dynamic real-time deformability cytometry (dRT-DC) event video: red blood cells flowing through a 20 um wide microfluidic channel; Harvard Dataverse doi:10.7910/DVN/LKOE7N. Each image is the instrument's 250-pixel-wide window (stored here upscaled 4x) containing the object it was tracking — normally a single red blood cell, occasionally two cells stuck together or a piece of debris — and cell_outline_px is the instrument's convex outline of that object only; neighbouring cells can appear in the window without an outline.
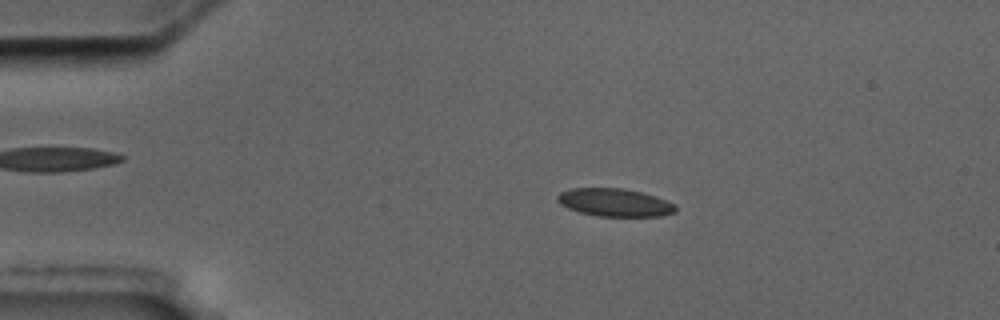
{"species": "common noctule bat (a hibernating species)", "species_latin": "Nyctalus noctula", "temperature_condition": "cold", "stored_images_in_passage": 6, "camera_frame_rate_fps": 3000, "um_per_image_px": 0.085, "animal": {"sex": "male", "body_mass_g": 17.5, "forearm_length_mm": 52.3}, "frame": {"image": 1, "passage_image": 2, "time_ms": 1.333, "image_size_px": [1000, 320], "cell_outline_px": [[676, 212], [664, 216], [596, 216], [580, 212], [568, 208], [560, 204], [556, 200], [556, 196], [560, 192], [568, 188], [624, 188], [656, 196], [676, 204]], "centroid_in_image_um": [52.25, 17.21], "position_along_channel_um": 32.8, "area_um2": 19.42}}
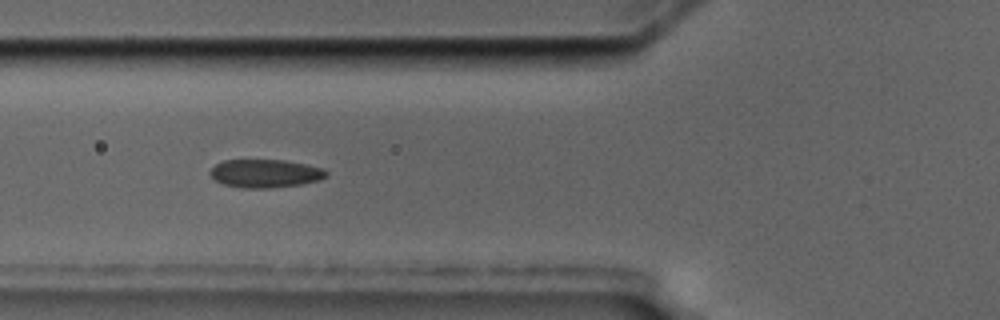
{"frame": {"image": 2, "passage_image": 5, "time_ms": 4.667, "image_size_px": [1000, 320], "cell_outline_px": [[328, 176], [320, 180], [300, 184], [268, 188], [240, 188], [224, 184], [212, 180], [208, 172], [216, 164], [224, 160], [284, 160], [324, 168], [328, 172]], "centroid_in_image_um": [22.52, 14.75], "position_along_channel_um": 103.3, "area_um2": 19.25}}
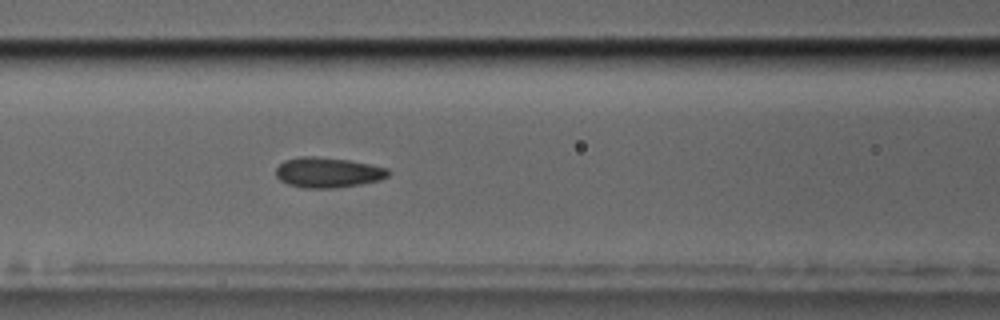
{"frame": {"image": 3, "passage_image": 6, "time_ms": 5.667, "image_size_px": [1000, 320], "cell_outline_px": [[392, 172], [388, 176], [380, 180], [360, 184], [328, 188], [304, 188], [288, 184], [280, 180], [276, 176], [276, 168], [284, 160], [300, 156], [316, 156], [348, 160], [388, 168]], "centroid_in_image_um": [27.86, 14.65], "position_along_channel_um": 138.7, "area_um2": 19.77}}